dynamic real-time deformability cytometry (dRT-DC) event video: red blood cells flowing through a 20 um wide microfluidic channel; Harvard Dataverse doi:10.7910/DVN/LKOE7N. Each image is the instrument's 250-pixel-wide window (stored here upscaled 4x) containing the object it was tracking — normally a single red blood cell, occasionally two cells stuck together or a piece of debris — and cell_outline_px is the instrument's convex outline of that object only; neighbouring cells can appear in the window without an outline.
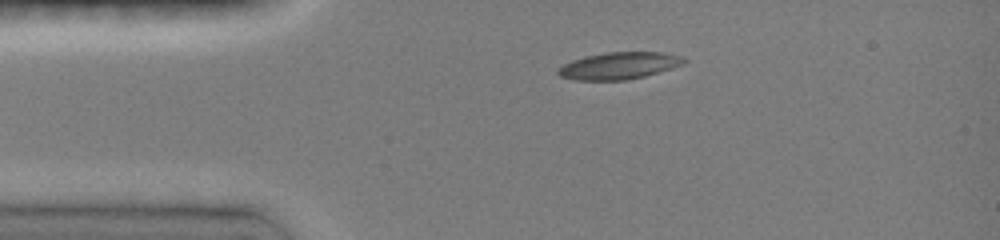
{"species": "common noctule bat (a hibernating species)", "species_latin": "Nyctalus noctula", "temperature_condition": "room temperature", "stored_images_in_passage": 18, "camera_frame_rate_fps": 3000, "um_per_image_px": 0.085, "animal": {"sex": "female", "body_mass_g": 19.0, "forearm_length_mm": 51.5}, "frame": {"image": 1, "passage_image": 1, "time_ms": 0.0, "image_size_px": [1000, 240], "cell_outline_px": [[688, 60], [684, 64], [672, 68], [644, 76], [624, 80], [572, 80], [560, 76], [556, 72], [556, 68], [572, 60], [584, 56], [604, 52], [664, 52], [684, 56]], "centroid_in_image_um": [52.62, 5.57], "position_along_channel_um": 32.4, "area_um2": 20.06}}